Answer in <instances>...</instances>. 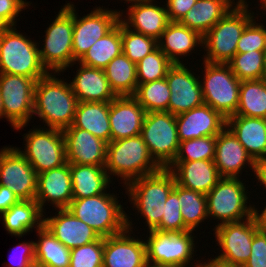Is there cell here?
Listing matches in <instances>:
<instances>
[{
	"mask_svg": "<svg viewBox=\"0 0 266 267\" xmlns=\"http://www.w3.org/2000/svg\"><path fill=\"white\" fill-rule=\"evenodd\" d=\"M10 27L11 25L0 17V36L5 33Z\"/></svg>",
	"mask_w": 266,
	"mask_h": 267,
	"instance_id": "9f6ffc18",
	"label": "cell"
},
{
	"mask_svg": "<svg viewBox=\"0 0 266 267\" xmlns=\"http://www.w3.org/2000/svg\"><path fill=\"white\" fill-rule=\"evenodd\" d=\"M173 65L157 47L136 64L138 85L165 78Z\"/></svg>",
	"mask_w": 266,
	"mask_h": 267,
	"instance_id": "60d3db41",
	"label": "cell"
},
{
	"mask_svg": "<svg viewBox=\"0 0 266 267\" xmlns=\"http://www.w3.org/2000/svg\"><path fill=\"white\" fill-rule=\"evenodd\" d=\"M227 64L240 81L266 78L263 51L236 53Z\"/></svg>",
	"mask_w": 266,
	"mask_h": 267,
	"instance_id": "ab89813d",
	"label": "cell"
},
{
	"mask_svg": "<svg viewBox=\"0 0 266 267\" xmlns=\"http://www.w3.org/2000/svg\"><path fill=\"white\" fill-rule=\"evenodd\" d=\"M129 218L126 214L127 228L123 232L104 237L103 267H145V241L135 235Z\"/></svg>",
	"mask_w": 266,
	"mask_h": 267,
	"instance_id": "e0dca14e",
	"label": "cell"
},
{
	"mask_svg": "<svg viewBox=\"0 0 266 267\" xmlns=\"http://www.w3.org/2000/svg\"><path fill=\"white\" fill-rule=\"evenodd\" d=\"M145 267H178L174 265H165V264H157V263H149L147 262Z\"/></svg>",
	"mask_w": 266,
	"mask_h": 267,
	"instance_id": "6f0895ef",
	"label": "cell"
},
{
	"mask_svg": "<svg viewBox=\"0 0 266 267\" xmlns=\"http://www.w3.org/2000/svg\"><path fill=\"white\" fill-rule=\"evenodd\" d=\"M184 64H174L167 72L170 88L168 112L178 115L204 104L200 77Z\"/></svg>",
	"mask_w": 266,
	"mask_h": 267,
	"instance_id": "ac0fdd59",
	"label": "cell"
},
{
	"mask_svg": "<svg viewBox=\"0 0 266 267\" xmlns=\"http://www.w3.org/2000/svg\"><path fill=\"white\" fill-rule=\"evenodd\" d=\"M200 46L203 36L179 21H170L158 40V47L173 64H184L180 58L190 56Z\"/></svg>",
	"mask_w": 266,
	"mask_h": 267,
	"instance_id": "83f0119b",
	"label": "cell"
},
{
	"mask_svg": "<svg viewBox=\"0 0 266 267\" xmlns=\"http://www.w3.org/2000/svg\"><path fill=\"white\" fill-rule=\"evenodd\" d=\"M175 179L168 168L134 179L124 186L130 205L144 218L147 231L155 230L163 217L165 202Z\"/></svg>",
	"mask_w": 266,
	"mask_h": 267,
	"instance_id": "7a4b0ae2",
	"label": "cell"
},
{
	"mask_svg": "<svg viewBox=\"0 0 266 267\" xmlns=\"http://www.w3.org/2000/svg\"><path fill=\"white\" fill-rule=\"evenodd\" d=\"M38 174L12 146L0 150V185L11 189L19 200H35Z\"/></svg>",
	"mask_w": 266,
	"mask_h": 267,
	"instance_id": "2e32d148",
	"label": "cell"
},
{
	"mask_svg": "<svg viewBox=\"0 0 266 267\" xmlns=\"http://www.w3.org/2000/svg\"><path fill=\"white\" fill-rule=\"evenodd\" d=\"M109 111L110 102H78L72 125L109 143L111 141Z\"/></svg>",
	"mask_w": 266,
	"mask_h": 267,
	"instance_id": "d6a6232c",
	"label": "cell"
},
{
	"mask_svg": "<svg viewBox=\"0 0 266 267\" xmlns=\"http://www.w3.org/2000/svg\"><path fill=\"white\" fill-rule=\"evenodd\" d=\"M70 174L73 199L106 193L113 182L105 166L70 164Z\"/></svg>",
	"mask_w": 266,
	"mask_h": 267,
	"instance_id": "4dcf8cb0",
	"label": "cell"
},
{
	"mask_svg": "<svg viewBox=\"0 0 266 267\" xmlns=\"http://www.w3.org/2000/svg\"><path fill=\"white\" fill-rule=\"evenodd\" d=\"M116 96H133L138 82L136 64L122 52L103 69Z\"/></svg>",
	"mask_w": 266,
	"mask_h": 267,
	"instance_id": "d590c367",
	"label": "cell"
},
{
	"mask_svg": "<svg viewBox=\"0 0 266 267\" xmlns=\"http://www.w3.org/2000/svg\"><path fill=\"white\" fill-rule=\"evenodd\" d=\"M178 199L185 227L190 231H197L195 228L208 220L206 195L178 185Z\"/></svg>",
	"mask_w": 266,
	"mask_h": 267,
	"instance_id": "74e56055",
	"label": "cell"
},
{
	"mask_svg": "<svg viewBox=\"0 0 266 267\" xmlns=\"http://www.w3.org/2000/svg\"><path fill=\"white\" fill-rule=\"evenodd\" d=\"M77 64L79 68L70 85L78 102H110L117 97L103 69Z\"/></svg>",
	"mask_w": 266,
	"mask_h": 267,
	"instance_id": "4316f807",
	"label": "cell"
},
{
	"mask_svg": "<svg viewBox=\"0 0 266 267\" xmlns=\"http://www.w3.org/2000/svg\"><path fill=\"white\" fill-rule=\"evenodd\" d=\"M36 202L45 214V203L54 209L68 208L73 200L70 164L41 172L37 176Z\"/></svg>",
	"mask_w": 266,
	"mask_h": 267,
	"instance_id": "44dd1931",
	"label": "cell"
},
{
	"mask_svg": "<svg viewBox=\"0 0 266 267\" xmlns=\"http://www.w3.org/2000/svg\"><path fill=\"white\" fill-rule=\"evenodd\" d=\"M249 5L237 3L203 36V61L227 64L233 58L243 30L256 17Z\"/></svg>",
	"mask_w": 266,
	"mask_h": 267,
	"instance_id": "277c9868",
	"label": "cell"
},
{
	"mask_svg": "<svg viewBox=\"0 0 266 267\" xmlns=\"http://www.w3.org/2000/svg\"><path fill=\"white\" fill-rule=\"evenodd\" d=\"M243 267H266V233L258 230L254 234L251 255Z\"/></svg>",
	"mask_w": 266,
	"mask_h": 267,
	"instance_id": "c3c4849f",
	"label": "cell"
},
{
	"mask_svg": "<svg viewBox=\"0 0 266 267\" xmlns=\"http://www.w3.org/2000/svg\"><path fill=\"white\" fill-rule=\"evenodd\" d=\"M253 206H254L253 215L257 221L258 228L260 231L266 233V206L262 211L256 208L255 205Z\"/></svg>",
	"mask_w": 266,
	"mask_h": 267,
	"instance_id": "db71d44e",
	"label": "cell"
},
{
	"mask_svg": "<svg viewBox=\"0 0 266 267\" xmlns=\"http://www.w3.org/2000/svg\"><path fill=\"white\" fill-rule=\"evenodd\" d=\"M43 213L36 200H19L0 217L6 231L11 236L20 238L33 231L32 229L38 230L43 226Z\"/></svg>",
	"mask_w": 266,
	"mask_h": 267,
	"instance_id": "f546056e",
	"label": "cell"
},
{
	"mask_svg": "<svg viewBox=\"0 0 266 267\" xmlns=\"http://www.w3.org/2000/svg\"><path fill=\"white\" fill-rule=\"evenodd\" d=\"M199 267H239V266L224 263V262H222L216 258H211V259L208 258V260H206V262H204V263H203V261H202V263L200 262Z\"/></svg>",
	"mask_w": 266,
	"mask_h": 267,
	"instance_id": "11a10c76",
	"label": "cell"
},
{
	"mask_svg": "<svg viewBox=\"0 0 266 267\" xmlns=\"http://www.w3.org/2000/svg\"><path fill=\"white\" fill-rule=\"evenodd\" d=\"M234 115L266 119V78L241 81Z\"/></svg>",
	"mask_w": 266,
	"mask_h": 267,
	"instance_id": "8d00e7d4",
	"label": "cell"
},
{
	"mask_svg": "<svg viewBox=\"0 0 266 267\" xmlns=\"http://www.w3.org/2000/svg\"><path fill=\"white\" fill-rule=\"evenodd\" d=\"M243 181L241 177H222L206 194L208 218L212 217L218 221L215 227L224 223L243 221L253 216L254 206L250 203L247 196L248 187Z\"/></svg>",
	"mask_w": 266,
	"mask_h": 267,
	"instance_id": "ba28073f",
	"label": "cell"
},
{
	"mask_svg": "<svg viewBox=\"0 0 266 267\" xmlns=\"http://www.w3.org/2000/svg\"><path fill=\"white\" fill-rule=\"evenodd\" d=\"M180 199H178V184L175 183L174 189L170 192L165 202L163 217L159 226L155 229L160 232H185L182 216Z\"/></svg>",
	"mask_w": 266,
	"mask_h": 267,
	"instance_id": "f6af8a7d",
	"label": "cell"
},
{
	"mask_svg": "<svg viewBox=\"0 0 266 267\" xmlns=\"http://www.w3.org/2000/svg\"><path fill=\"white\" fill-rule=\"evenodd\" d=\"M35 83L32 78L0 73L4 117L14 130L24 129L33 118Z\"/></svg>",
	"mask_w": 266,
	"mask_h": 267,
	"instance_id": "4fadbf2b",
	"label": "cell"
},
{
	"mask_svg": "<svg viewBox=\"0 0 266 267\" xmlns=\"http://www.w3.org/2000/svg\"><path fill=\"white\" fill-rule=\"evenodd\" d=\"M253 172L260 183L259 186L263 185L261 187H265L263 189H266V158L254 161Z\"/></svg>",
	"mask_w": 266,
	"mask_h": 267,
	"instance_id": "f5cc1de1",
	"label": "cell"
},
{
	"mask_svg": "<svg viewBox=\"0 0 266 267\" xmlns=\"http://www.w3.org/2000/svg\"><path fill=\"white\" fill-rule=\"evenodd\" d=\"M220 253L215 258L235 266L243 267L251 255L254 234L259 230L254 215L239 222L224 223L212 229Z\"/></svg>",
	"mask_w": 266,
	"mask_h": 267,
	"instance_id": "5bb4252c",
	"label": "cell"
},
{
	"mask_svg": "<svg viewBox=\"0 0 266 267\" xmlns=\"http://www.w3.org/2000/svg\"><path fill=\"white\" fill-rule=\"evenodd\" d=\"M122 50L121 21L102 38L98 39L78 61L79 63L104 69Z\"/></svg>",
	"mask_w": 266,
	"mask_h": 267,
	"instance_id": "e575fe53",
	"label": "cell"
},
{
	"mask_svg": "<svg viewBox=\"0 0 266 267\" xmlns=\"http://www.w3.org/2000/svg\"><path fill=\"white\" fill-rule=\"evenodd\" d=\"M115 195L107 191L100 195L73 199L67 209L100 237H109L127 228V213Z\"/></svg>",
	"mask_w": 266,
	"mask_h": 267,
	"instance_id": "5b68a950",
	"label": "cell"
},
{
	"mask_svg": "<svg viewBox=\"0 0 266 267\" xmlns=\"http://www.w3.org/2000/svg\"><path fill=\"white\" fill-rule=\"evenodd\" d=\"M216 136H204L180 142L174 161L214 160Z\"/></svg>",
	"mask_w": 266,
	"mask_h": 267,
	"instance_id": "7bdbcfd3",
	"label": "cell"
},
{
	"mask_svg": "<svg viewBox=\"0 0 266 267\" xmlns=\"http://www.w3.org/2000/svg\"><path fill=\"white\" fill-rule=\"evenodd\" d=\"M237 3H247L246 0H236Z\"/></svg>",
	"mask_w": 266,
	"mask_h": 267,
	"instance_id": "6125c7cd",
	"label": "cell"
},
{
	"mask_svg": "<svg viewBox=\"0 0 266 267\" xmlns=\"http://www.w3.org/2000/svg\"><path fill=\"white\" fill-rule=\"evenodd\" d=\"M36 232L39 239L34 242L35 266L70 267V249L60 243L44 226Z\"/></svg>",
	"mask_w": 266,
	"mask_h": 267,
	"instance_id": "836d02e7",
	"label": "cell"
},
{
	"mask_svg": "<svg viewBox=\"0 0 266 267\" xmlns=\"http://www.w3.org/2000/svg\"><path fill=\"white\" fill-rule=\"evenodd\" d=\"M55 19V20H54ZM52 24L46 28L45 42L39 47L42 65L48 72H64L77 63L73 57V4L63 5Z\"/></svg>",
	"mask_w": 266,
	"mask_h": 267,
	"instance_id": "52a82bcc",
	"label": "cell"
},
{
	"mask_svg": "<svg viewBox=\"0 0 266 267\" xmlns=\"http://www.w3.org/2000/svg\"><path fill=\"white\" fill-rule=\"evenodd\" d=\"M31 3L26 2V0H0V17L11 26H17L18 14H21L23 9H27Z\"/></svg>",
	"mask_w": 266,
	"mask_h": 267,
	"instance_id": "681fc988",
	"label": "cell"
},
{
	"mask_svg": "<svg viewBox=\"0 0 266 267\" xmlns=\"http://www.w3.org/2000/svg\"><path fill=\"white\" fill-rule=\"evenodd\" d=\"M60 74L48 72L35 83L33 117L37 115L43 120L44 128L64 130L74 121L78 100L70 82L56 77Z\"/></svg>",
	"mask_w": 266,
	"mask_h": 267,
	"instance_id": "6da1fadb",
	"label": "cell"
},
{
	"mask_svg": "<svg viewBox=\"0 0 266 267\" xmlns=\"http://www.w3.org/2000/svg\"><path fill=\"white\" fill-rule=\"evenodd\" d=\"M73 4V57L78 62L90 47L118 22L120 10L98 6L83 17L77 15Z\"/></svg>",
	"mask_w": 266,
	"mask_h": 267,
	"instance_id": "9a60e30c",
	"label": "cell"
},
{
	"mask_svg": "<svg viewBox=\"0 0 266 267\" xmlns=\"http://www.w3.org/2000/svg\"><path fill=\"white\" fill-rule=\"evenodd\" d=\"M69 164L105 166L107 142L73 125L63 130Z\"/></svg>",
	"mask_w": 266,
	"mask_h": 267,
	"instance_id": "ffe728a7",
	"label": "cell"
},
{
	"mask_svg": "<svg viewBox=\"0 0 266 267\" xmlns=\"http://www.w3.org/2000/svg\"><path fill=\"white\" fill-rule=\"evenodd\" d=\"M236 4L235 0H197L179 22L204 36Z\"/></svg>",
	"mask_w": 266,
	"mask_h": 267,
	"instance_id": "1f68e13d",
	"label": "cell"
},
{
	"mask_svg": "<svg viewBox=\"0 0 266 267\" xmlns=\"http://www.w3.org/2000/svg\"><path fill=\"white\" fill-rule=\"evenodd\" d=\"M201 65L204 67L201 71L204 76L200 80L204 104L228 119L238 108L241 81L228 64L203 61Z\"/></svg>",
	"mask_w": 266,
	"mask_h": 267,
	"instance_id": "9c48e42d",
	"label": "cell"
},
{
	"mask_svg": "<svg viewBox=\"0 0 266 267\" xmlns=\"http://www.w3.org/2000/svg\"><path fill=\"white\" fill-rule=\"evenodd\" d=\"M104 237L70 249V267H103Z\"/></svg>",
	"mask_w": 266,
	"mask_h": 267,
	"instance_id": "ee69618b",
	"label": "cell"
},
{
	"mask_svg": "<svg viewBox=\"0 0 266 267\" xmlns=\"http://www.w3.org/2000/svg\"><path fill=\"white\" fill-rule=\"evenodd\" d=\"M105 169L121 179L122 187L130 181L157 172L161 167L153 160L141 135L107 143Z\"/></svg>",
	"mask_w": 266,
	"mask_h": 267,
	"instance_id": "3957f363",
	"label": "cell"
},
{
	"mask_svg": "<svg viewBox=\"0 0 266 267\" xmlns=\"http://www.w3.org/2000/svg\"><path fill=\"white\" fill-rule=\"evenodd\" d=\"M57 216H44L43 226L68 249L97 241L99 234L86 223L76 218L67 208L57 209Z\"/></svg>",
	"mask_w": 266,
	"mask_h": 267,
	"instance_id": "603a6c76",
	"label": "cell"
},
{
	"mask_svg": "<svg viewBox=\"0 0 266 267\" xmlns=\"http://www.w3.org/2000/svg\"><path fill=\"white\" fill-rule=\"evenodd\" d=\"M258 17H254L243 30L237 43L236 53L249 51H264L266 45V26L263 23H256Z\"/></svg>",
	"mask_w": 266,
	"mask_h": 267,
	"instance_id": "bcb514c9",
	"label": "cell"
},
{
	"mask_svg": "<svg viewBox=\"0 0 266 267\" xmlns=\"http://www.w3.org/2000/svg\"><path fill=\"white\" fill-rule=\"evenodd\" d=\"M179 142L217 136L226 127V118L209 105L203 104L176 115Z\"/></svg>",
	"mask_w": 266,
	"mask_h": 267,
	"instance_id": "7402d4cb",
	"label": "cell"
},
{
	"mask_svg": "<svg viewBox=\"0 0 266 267\" xmlns=\"http://www.w3.org/2000/svg\"><path fill=\"white\" fill-rule=\"evenodd\" d=\"M170 88L166 78L137 85L133 97L146 113L168 111Z\"/></svg>",
	"mask_w": 266,
	"mask_h": 267,
	"instance_id": "f35d334b",
	"label": "cell"
},
{
	"mask_svg": "<svg viewBox=\"0 0 266 267\" xmlns=\"http://www.w3.org/2000/svg\"><path fill=\"white\" fill-rule=\"evenodd\" d=\"M168 169L176 184L205 195L222 178L214 160L173 161Z\"/></svg>",
	"mask_w": 266,
	"mask_h": 267,
	"instance_id": "484cf974",
	"label": "cell"
},
{
	"mask_svg": "<svg viewBox=\"0 0 266 267\" xmlns=\"http://www.w3.org/2000/svg\"><path fill=\"white\" fill-rule=\"evenodd\" d=\"M214 163L221 177L230 178H240L243 168L254 167L253 158L227 127L216 136Z\"/></svg>",
	"mask_w": 266,
	"mask_h": 267,
	"instance_id": "cb8c5ba5",
	"label": "cell"
},
{
	"mask_svg": "<svg viewBox=\"0 0 266 267\" xmlns=\"http://www.w3.org/2000/svg\"><path fill=\"white\" fill-rule=\"evenodd\" d=\"M38 49V41L11 26L0 36V73L41 79L48 71L41 63Z\"/></svg>",
	"mask_w": 266,
	"mask_h": 267,
	"instance_id": "8992f818",
	"label": "cell"
},
{
	"mask_svg": "<svg viewBox=\"0 0 266 267\" xmlns=\"http://www.w3.org/2000/svg\"><path fill=\"white\" fill-rule=\"evenodd\" d=\"M146 116L133 96H117L110 101L111 141L140 135Z\"/></svg>",
	"mask_w": 266,
	"mask_h": 267,
	"instance_id": "d4e9b609",
	"label": "cell"
},
{
	"mask_svg": "<svg viewBox=\"0 0 266 267\" xmlns=\"http://www.w3.org/2000/svg\"><path fill=\"white\" fill-rule=\"evenodd\" d=\"M9 255L8 267H34L35 250L34 241L17 244Z\"/></svg>",
	"mask_w": 266,
	"mask_h": 267,
	"instance_id": "7dc6e473",
	"label": "cell"
},
{
	"mask_svg": "<svg viewBox=\"0 0 266 267\" xmlns=\"http://www.w3.org/2000/svg\"><path fill=\"white\" fill-rule=\"evenodd\" d=\"M25 148L15 147L37 174L64 165L66 160L63 130L36 127L24 134Z\"/></svg>",
	"mask_w": 266,
	"mask_h": 267,
	"instance_id": "7c38bea8",
	"label": "cell"
},
{
	"mask_svg": "<svg viewBox=\"0 0 266 267\" xmlns=\"http://www.w3.org/2000/svg\"><path fill=\"white\" fill-rule=\"evenodd\" d=\"M19 198L6 186L0 185V215L16 204Z\"/></svg>",
	"mask_w": 266,
	"mask_h": 267,
	"instance_id": "816d5d0a",
	"label": "cell"
},
{
	"mask_svg": "<svg viewBox=\"0 0 266 267\" xmlns=\"http://www.w3.org/2000/svg\"><path fill=\"white\" fill-rule=\"evenodd\" d=\"M146 260L149 263L189 267L196 253V242L193 231L160 232L146 231ZM149 236V237H148ZM195 252V253H194ZM193 257V258H192ZM193 267H199L202 260H194ZM191 266V267H192Z\"/></svg>",
	"mask_w": 266,
	"mask_h": 267,
	"instance_id": "30bf717a",
	"label": "cell"
},
{
	"mask_svg": "<svg viewBox=\"0 0 266 267\" xmlns=\"http://www.w3.org/2000/svg\"><path fill=\"white\" fill-rule=\"evenodd\" d=\"M263 53H264V59H265V64H266V45H265Z\"/></svg>",
	"mask_w": 266,
	"mask_h": 267,
	"instance_id": "94428289",
	"label": "cell"
},
{
	"mask_svg": "<svg viewBox=\"0 0 266 267\" xmlns=\"http://www.w3.org/2000/svg\"><path fill=\"white\" fill-rule=\"evenodd\" d=\"M122 50L128 59L137 64L158 47V41L127 28L121 22Z\"/></svg>",
	"mask_w": 266,
	"mask_h": 267,
	"instance_id": "b9f144b4",
	"label": "cell"
},
{
	"mask_svg": "<svg viewBox=\"0 0 266 267\" xmlns=\"http://www.w3.org/2000/svg\"><path fill=\"white\" fill-rule=\"evenodd\" d=\"M170 21H180L181 18L195 5L197 0H165Z\"/></svg>",
	"mask_w": 266,
	"mask_h": 267,
	"instance_id": "f907efd6",
	"label": "cell"
},
{
	"mask_svg": "<svg viewBox=\"0 0 266 267\" xmlns=\"http://www.w3.org/2000/svg\"><path fill=\"white\" fill-rule=\"evenodd\" d=\"M140 135L153 160L168 168L179 150L176 115L168 111L146 113Z\"/></svg>",
	"mask_w": 266,
	"mask_h": 267,
	"instance_id": "8fae6325",
	"label": "cell"
},
{
	"mask_svg": "<svg viewBox=\"0 0 266 267\" xmlns=\"http://www.w3.org/2000/svg\"><path fill=\"white\" fill-rule=\"evenodd\" d=\"M127 3H130L128 11L125 10L127 17H122L124 12L121 10L119 20L127 28L158 41L170 22L166 4L161 7L155 0H130Z\"/></svg>",
	"mask_w": 266,
	"mask_h": 267,
	"instance_id": "d6986e66",
	"label": "cell"
},
{
	"mask_svg": "<svg viewBox=\"0 0 266 267\" xmlns=\"http://www.w3.org/2000/svg\"><path fill=\"white\" fill-rule=\"evenodd\" d=\"M226 127L254 161L266 158V119L233 115L226 119Z\"/></svg>",
	"mask_w": 266,
	"mask_h": 267,
	"instance_id": "f1b7e54d",
	"label": "cell"
},
{
	"mask_svg": "<svg viewBox=\"0 0 266 267\" xmlns=\"http://www.w3.org/2000/svg\"><path fill=\"white\" fill-rule=\"evenodd\" d=\"M259 1H260V3L258 4V6L261 5V6H259V7H261V9H259V10L260 11L264 10L266 13V0H259Z\"/></svg>",
	"mask_w": 266,
	"mask_h": 267,
	"instance_id": "680465c9",
	"label": "cell"
},
{
	"mask_svg": "<svg viewBox=\"0 0 266 267\" xmlns=\"http://www.w3.org/2000/svg\"><path fill=\"white\" fill-rule=\"evenodd\" d=\"M2 118H5V117H4L2 98H1V93H0V119Z\"/></svg>",
	"mask_w": 266,
	"mask_h": 267,
	"instance_id": "91938a15",
	"label": "cell"
}]
</instances>
